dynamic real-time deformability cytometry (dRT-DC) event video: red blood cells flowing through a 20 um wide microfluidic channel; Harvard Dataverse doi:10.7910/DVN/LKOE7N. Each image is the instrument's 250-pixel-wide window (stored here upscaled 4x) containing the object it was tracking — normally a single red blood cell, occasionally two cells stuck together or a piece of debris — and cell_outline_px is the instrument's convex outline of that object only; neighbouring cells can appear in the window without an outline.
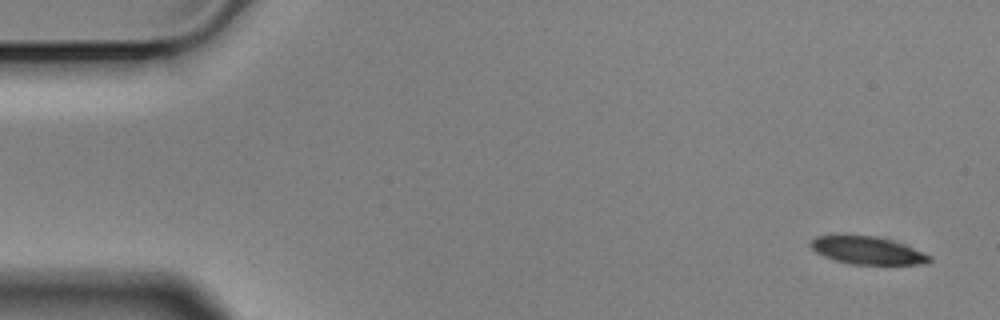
{"species": "Egyptian fruit bat (a non-hibernating species)", "species_latin": "Rousettus aegyptiacus", "temperature_condition": "cold", "stored_images_in_passage": 6, "camera_frame_rate_fps": 3000, "um_per_image_px": 0.085, "animal": {"sex": "male"}, "frame": {"image": 1, "passage_image": 1, "time_ms": 0.0, "image_size_px": [1000, 320], "cell_outline_px": [[932, 260], [928, 264], [852, 264], [836, 260], [824, 256], [816, 252], [808, 244], [816, 236], [872, 236], [888, 240], [924, 252], [932, 256]], "centroid_in_image_um": [73.74, 21.31], "position_along_channel_um": 11.3, "area_um2": 18.67}}
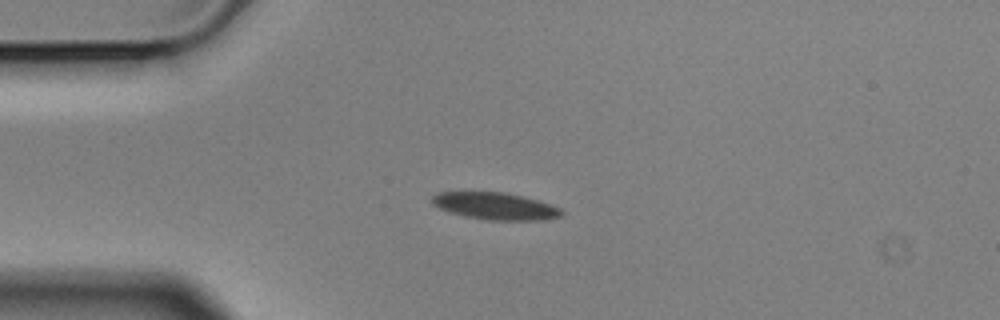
{"frame": {"image": 2, "passage_image": 4, "time_ms": 1.0, "image_size_px": [1000, 320], "cell_outline_px": [[564, 216], [544, 220], [488, 220], [464, 216], [440, 208], [432, 204], [432, 196], [440, 192], [508, 192], [524, 196], [560, 208], [564, 212]], "centroid_in_image_um": [42.14, 17.52], "position_along_channel_um": 42.9, "area_um2": 20.4}}
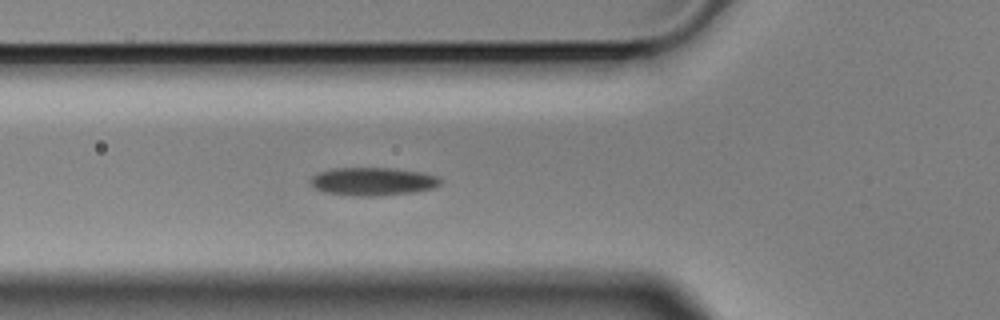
{"frame": {"image": 3, "passage_image": 6, "time_ms": 1.667, "image_size_px": [1000, 320], "cell_outline_px": [[440, 184], [432, 188], [416, 192], [372, 196], [352, 196], [324, 192], [316, 188], [308, 180], [312, 176], [320, 172], [332, 168], [392, 168], [420, 172], [440, 176]], "centroid_in_image_um": [31.68, 15.42], "position_along_channel_um": 94.1, "area_um2": 21.27}}